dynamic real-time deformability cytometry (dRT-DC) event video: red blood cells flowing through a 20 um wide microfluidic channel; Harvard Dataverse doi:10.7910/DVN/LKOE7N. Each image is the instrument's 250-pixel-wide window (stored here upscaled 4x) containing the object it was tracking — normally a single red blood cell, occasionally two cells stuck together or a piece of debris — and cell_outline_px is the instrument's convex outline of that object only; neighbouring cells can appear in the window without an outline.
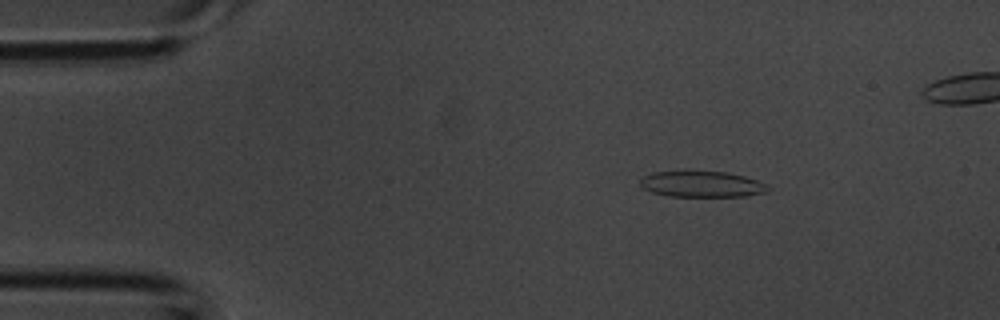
{"species": "common noctule bat (a hibernating species)", "species_latin": "Nyctalus noctula", "temperature_condition": "room temperature", "stored_images_in_passage": 3, "camera_frame_rate_fps": 3000, "um_per_image_px": 0.085, "animal": {"sex": "male", "body_mass_g": 20.1, "forearm_length_mm": 53.5}, "frame": {"image": 1, "passage_image": 1, "time_ms": 0.0, "image_size_px": [1000, 320], "cell_outline_px": [[768, 188], [764, 192], [744, 196], [668, 196], [652, 192], [644, 188], [640, 184], [640, 180], [644, 176], [652, 172], [728, 172], [744, 176], [756, 180], [764, 184]], "centroid_in_image_um": [59.61, 15.66], "position_along_channel_um": 25.4, "area_um2": 18.84}}